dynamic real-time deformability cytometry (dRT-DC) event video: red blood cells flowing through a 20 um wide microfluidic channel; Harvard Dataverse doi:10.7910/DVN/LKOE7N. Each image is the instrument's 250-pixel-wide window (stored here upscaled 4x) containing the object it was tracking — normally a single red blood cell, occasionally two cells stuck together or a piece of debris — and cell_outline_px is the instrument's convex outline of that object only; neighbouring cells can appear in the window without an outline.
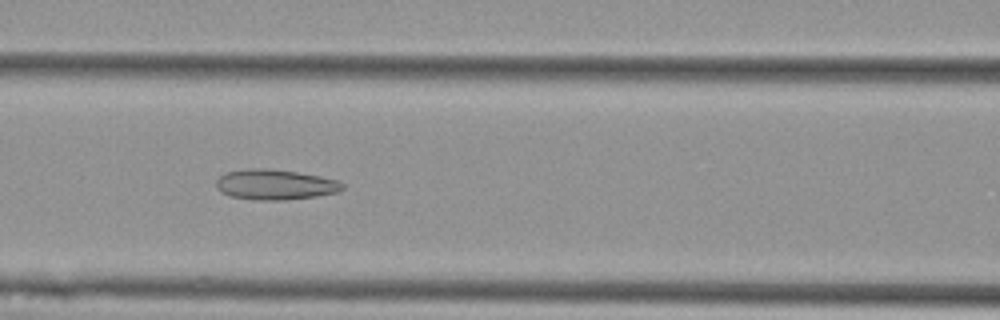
{"species": "Egyptian fruit bat (a non-hibernating species)", "species_latin": "Rousettus aegyptiacus", "temperature_condition": "cold", "stored_images_in_passage": 7, "camera_frame_rate_fps": 3000, "um_per_image_px": 0.085, "animal": {"sex": "female"}, "frame": {"image": 1, "passage_image": 6, "time_ms": 1.667, "image_size_px": [1000, 320], "cell_outline_px": [[344, 188], [336, 192], [316, 196], [288, 200], [256, 200], [232, 196], [220, 192], [216, 188], [216, 180], [224, 172], [248, 168], [268, 168], [296, 172], [336, 180], [344, 184]], "centroid_in_image_um": [23.33, 15.69], "position_along_channel_um": 143.3, "area_um2": 22.25}}
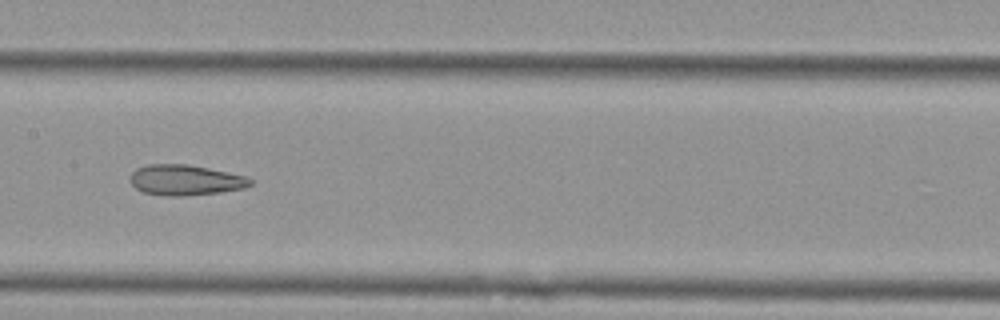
{"frame": {"image": 2, "passage_image": 7, "time_ms": 2.0, "image_size_px": [1000, 320], "cell_outline_px": [[252, 184], [244, 188], [220, 192], [184, 196], [164, 196], [144, 192], [136, 188], [128, 180], [132, 172], [136, 168], [148, 164], [188, 164], [208, 168], [244, 176], [252, 180]], "centroid_in_image_um": [15.71, 15.3], "position_along_channel_um": 191.7, "area_um2": 21.33}}